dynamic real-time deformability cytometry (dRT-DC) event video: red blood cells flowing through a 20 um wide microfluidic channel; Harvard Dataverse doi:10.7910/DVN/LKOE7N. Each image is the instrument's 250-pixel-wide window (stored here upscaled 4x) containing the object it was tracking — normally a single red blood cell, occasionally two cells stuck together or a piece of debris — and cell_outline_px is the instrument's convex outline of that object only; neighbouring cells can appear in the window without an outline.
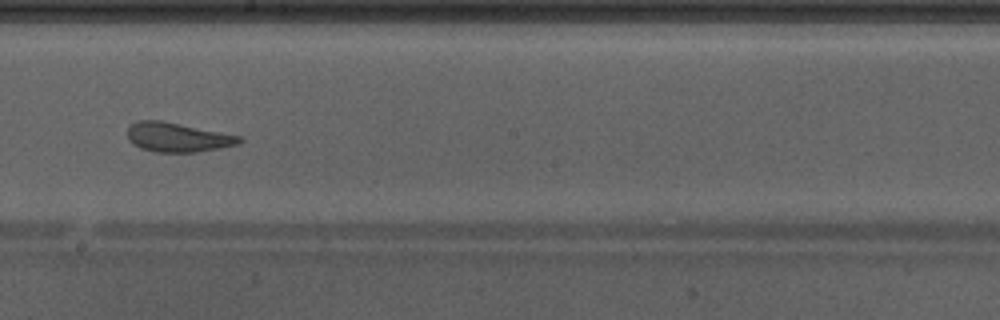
{"species": "Egyptian fruit bat (a non-hibernating species)", "species_latin": "Rousettus aegyptiacus", "temperature_condition": "warm", "stored_images_in_passage": 47, "camera_frame_rate_fps": 3000, "um_per_image_px": 0.085, "animal": {"sex": "male"}, "frame": {"image": 1, "passage_image": 27, "time_ms": 8.667, "image_size_px": [1000, 320], "cell_outline_px": [[244, 140], [240, 144], [220, 148], [196, 152], [156, 152], [140, 148], [132, 144], [128, 140], [128, 128], [136, 120], [160, 120], [240, 136]], "centroid_in_image_um": [15.08, 11.67], "position_along_channel_um": 233.1, "area_um2": 19.07}}
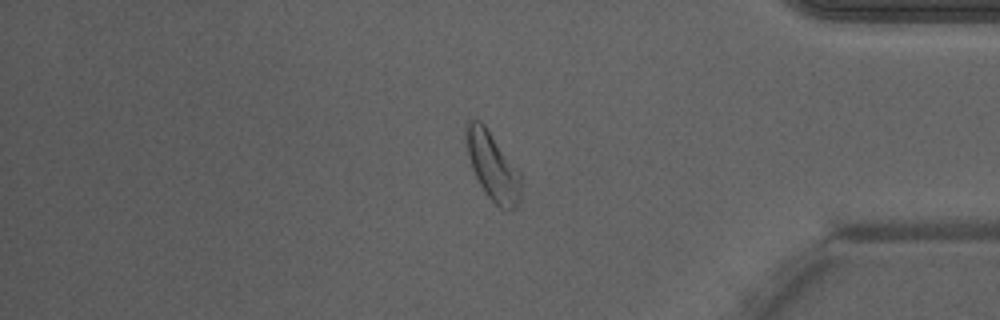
{"frame": {"image": 2, "passage_image": 40, "time_ms": 13.0, "image_size_px": [1000, 320], "cell_outline_px": [[520, 200], [516, 208], [500, 208], [484, 192], [472, 168], [468, 156], [468, 120], [480, 120], [484, 124], [520, 172]], "centroid_in_image_um": [41.91, 14.17], "position_along_channel_um": 393.3, "area_um2": 20.92}, "authors_computed_cell_mechanics": {"area_um2": 22.253, "velocity_mm_per_s": 4.2449, "shape_relaxation_time_tau1_ms": 5.8567, "shape_relaxation_time_tau2_ms": 1.0669, "deformation_change_tau1": 0.1621, "deformation_change_tau2": 0.0872}}